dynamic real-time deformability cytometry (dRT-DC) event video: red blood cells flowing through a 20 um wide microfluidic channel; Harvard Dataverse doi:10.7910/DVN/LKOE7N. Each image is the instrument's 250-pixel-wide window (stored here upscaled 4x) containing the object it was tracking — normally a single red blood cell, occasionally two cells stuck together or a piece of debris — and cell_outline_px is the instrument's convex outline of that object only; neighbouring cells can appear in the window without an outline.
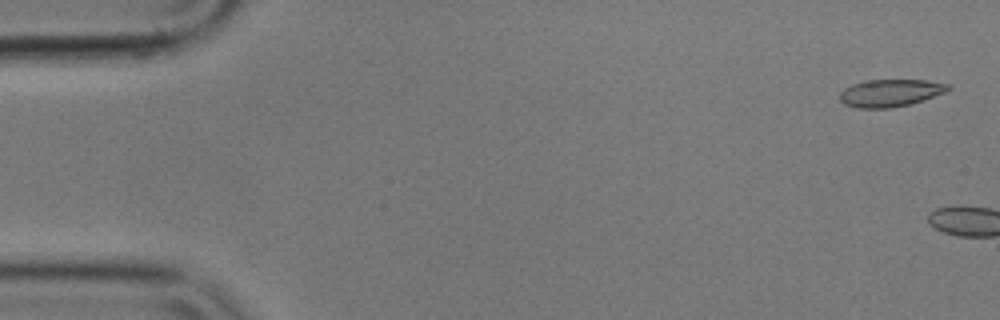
{"species": "common noctule bat (a hibernating species)", "species_latin": "Nyctalus noctula", "temperature_condition": "cold", "stored_images_in_passage": 3, "camera_frame_rate_fps": 3000, "um_per_image_px": 0.085, "animal": {"sex": "male", "body_mass_g": 17.9}, "frame": {"image": 1, "passage_image": 1, "time_ms": 0.0, "image_size_px": [1000, 320], "cell_outline_px": [[952, 88], [944, 92], [908, 104], [892, 108], [860, 108], [844, 104], [840, 100], [840, 92], [844, 88], [852, 84], [864, 80], [928, 80], [948, 84]], "centroid_in_image_um": [75.63, 7.89], "position_along_channel_um": 9.4, "area_um2": 17.11}}